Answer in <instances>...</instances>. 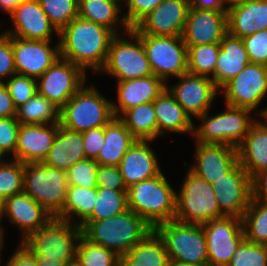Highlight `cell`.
<instances>
[{
	"label": "cell",
	"instance_id": "obj_1",
	"mask_svg": "<svg viewBox=\"0 0 267 266\" xmlns=\"http://www.w3.org/2000/svg\"><path fill=\"white\" fill-rule=\"evenodd\" d=\"M115 34L108 28L77 16L59 31L60 57L80 66L85 72L100 73Z\"/></svg>",
	"mask_w": 267,
	"mask_h": 266
},
{
	"label": "cell",
	"instance_id": "obj_2",
	"mask_svg": "<svg viewBox=\"0 0 267 266\" xmlns=\"http://www.w3.org/2000/svg\"><path fill=\"white\" fill-rule=\"evenodd\" d=\"M82 235L122 257L154 229L138 214L127 211L98 221H84Z\"/></svg>",
	"mask_w": 267,
	"mask_h": 266
},
{
	"label": "cell",
	"instance_id": "obj_3",
	"mask_svg": "<svg viewBox=\"0 0 267 266\" xmlns=\"http://www.w3.org/2000/svg\"><path fill=\"white\" fill-rule=\"evenodd\" d=\"M161 172L127 188L128 209L141 216L153 229L176 216V191Z\"/></svg>",
	"mask_w": 267,
	"mask_h": 266
},
{
	"label": "cell",
	"instance_id": "obj_4",
	"mask_svg": "<svg viewBox=\"0 0 267 266\" xmlns=\"http://www.w3.org/2000/svg\"><path fill=\"white\" fill-rule=\"evenodd\" d=\"M81 235L79 225L53 217L19 244L34 257L58 259L71 265L76 263V248Z\"/></svg>",
	"mask_w": 267,
	"mask_h": 266
},
{
	"label": "cell",
	"instance_id": "obj_5",
	"mask_svg": "<svg viewBox=\"0 0 267 266\" xmlns=\"http://www.w3.org/2000/svg\"><path fill=\"white\" fill-rule=\"evenodd\" d=\"M83 85L60 109V126L76 132L104 127L115 116L112 100L96 87Z\"/></svg>",
	"mask_w": 267,
	"mask_h": 266
},
{
	"label": "cell",
	"instance_id": "obj_6",
	"mask_svg": "<svg viewBox=\"0 0 267 266\" xmlns=\"http://www.w3.org/2000/svg\"><path fill=\"white\" fill-rule=\"evenodd\" d=\"M251 110L226 104V110L209 116V111L197 119L202 123L194 126L196 143L223 144L238 147L249 133L252 124L257 120L251 117Z\"/></svg>",
	"mask_w": 267,
	"mask_h": 266
},
{
	"label": "cell",
	"instance_id": "obj_7",
	"mask_svg": "<svg viewBox=\"0 0 267 266\" xmlns=\"http://www.w3.org/2000/svg\"><path fill=\"white\" fill-rule=\"evenodd\" d=\"M68 189L66 171L42 162L24 164L23 192L53 217L62 219Z\"/></svg>",
	"mask_w": 267,
	"mask_h": 266
},
{
	"label": "cell",
	"instance_id": "obj_8",
	"mask_svg": "<svg viewBox=\"0 0 267 266\" xmlns=\"http://www.w3.org/2000/svg\"><path fill=\"white\" fill-rule=\"evenodd\" d=\"M166 246L170 262L208 264L206 238L202 225L173 219L154 229Z\"/></svg>",
	"mask_w": 267,
	"mask_h": 266
},
{
	"label": "cell",
	"instance_id": "obj_9",
	"mask_svg": "<svg viewBox=\"0 0 267 266\" xmlns=\"http://www.w3.org/2000/svg\"><path fill=\"white\" fill-rule=\"evenodd\" d=\"M178 194L176 193L175 219L184 223L202 225L224 217L218 206L213 186L187 171Z\"/></svg>",
	"mask_w": 267,
	"mask_h": 266
},
{
	"label": "cell",
	"instance_id": "obj_10",
	"mask_svg": "<svg viewBox=\"0 0 267 266\" xmlns=\"http://www.w3.org/2000/svg\"><path fill=\"white\" fill-rule=\"evenodd\" d=\"M124 34L133 40L122 38L119 34L115 35L100 72L112 75L117 78V82L153 75L141 38L132 29Z\"/></svg>",
	"mask_w": 267,
	"mask_h": 266
},
{
	"label": "cell",
	"instance_id": "obj_11",
	"mask_svg": "<svg viewBox=\"0 0 267 266\" xmlns=\"http://www.w3.org/2000/svg\"><path fill=\"white\" fill-rule=\"evenodd\" d=\"M143 43L153 75L168 82V77L188 72L187 45L182 36L138 35Z\"/></svg>",
	"mask_w": 267,
	"mask_h": 266
},
{
	"label": "cell",
	"instance_id": "obj_12",
	"mask_svg": "<svg viewBox=\"0 0 267 266\" xmlns=\"http://www.w3.org/2000/svg\"><path fill=\"white\" fill-rule=\"evenodd\" d=\"M36 81L37 93L61 109L86 84L87 73L59 57Z\"/></svg>",
	"mask_w": 267,
	"mask_h": 266
},
{
	"label": "cell",
	"instance_id": "obj_13",
	"mask_svg": "<svg viewBox=\"0 0 267 266\" xmlns=\"http://www.w3.org/2000/svg\"><path fill=\"white\" fill-rule=\"evenodd\" d=\"M209 266H226L237 247L245 239L242 219L224 216L202 224Z\"/></svg>",
	"mask_w": 267,
	"mask_h": 266
},
{
	"label": "cell",
	"instance_id": "obj_14",
	"mask_svg": "<svg viewBox=\"0 0 267 266\" xmlns=\"http://www.w3.org/2000/svg\"><path fill=\"white\" fill-rule=\"evenodd\" d=\"M221 89L227 105L254 111L267 95V67L250 63Z\"/></svg>",
	"mask_w": 267,
	"mask_h": 266
},
{
	"label": "cell",
	"instance_id": "obj_15",
	"mask_svg": "<svg viewBox=\"0 0 267 266\" xmlns=\"http://www.w3.org/2000/svg\"><path fill=\"white\" fill-rule=\"evenodd\" d=\"M178 79L176 85L166 89L191 119L210 111L219 90L212 78L186 72Z\"/></svg>",
	"mask_w": 267,
	"mask_h": 266
},
{
	"label": "cell",
	"instance_id": "obj_16",
	"mask_svg": "<svg viewBox=\"0 0 267 266\" xmlns=\"http://www.w3.org/2000/svg\"><path fill=\"white\" fill-rule=\"evenodd\" d=\"M212 186L220 211L242 218L252 199V178L240 163Z\"/></svg>",
	"mask_w": 267,
	"mask_h": 266
},
{
	"label": "cell",
	"instance_id": "obj_17",
	"mask_svg": "<svg viewBox=\"0 0 267 266\" xmlns=\"http://www.w3.org/2000/svg\"><path fill=\"white\" fill-rule=\"evenodd\" d=\"M190 0H164L132 30L137 35L182 36Z\"/></svg>",
	"mask_w": 267,
	"mask_h": 266
},
{
	"label": "cell",
	"instance_id": "obj_18",
	"mask_svg": "<svg viewBox=\"0 0 267 266\" xmlns=\"http://www.w3.org/2000/svg\"><path fill=\"white\" fill-rule=\"evenodd\" d=\"M39 41L12 36V48L18 75L39 78L59 57V42Z\"/></svg>",
	"mask_w": 267,
	"mask_h": 266
},
{
	"label": "cell",
	"instance_id": "obj_19",
	"mask_svg": "<svg viewBox=\"0 0 267 266\" xmlns=\"http://www.w3.org/2000/svg\"><path fill=\"white\" fill-rule=\"evenodd\" d=\"M9 16L13 27L2 31L6 35L39 41H51L53 32L59 36V31L50 22L38 0L23 1Z\"/></svg>",
	"mask_w": 267,
	"mask_h": 266
},
{
	"label": "cell",
	"instance_id": "obj_20",
	"mask_svg": "<svg viewBox=\"0 0 267 266\" xmlns=\"http://www.w3.org/2000/svg\"><path fill=\"white\" fill-rule=\"evenodd\" d=\"M195 143V164L189 170L210 184L230 172L238 163L237 147L223 144Z\"/></svg>",
	"mask_w": 267,
	"mask_h": 266
},
{
	"label": "cell",
	"instance_id": "obj_21",
	"mask_svg": "<svg viewBox=\"0 0 267 266\" xmlns=\"http://www.w3.org/2000/svg\"><path fill=\"white\" fill-rule=\"evenodd\" d=\"M227 33V11L189 8L182 39L187 46L220 43Z\"/></svg>",
	"mask_w": 267,
	"mask_h": 266
},
{
	"label": "cell",
	"instance_id": "obj_22",
	"mask_svg": "<svg viewBox=\"0 0 267 266\" xmlns=\"http://www.w3.org/2000/svg\"><path fill=\"white\" fill-rule=\"evenodd\" d=\"M59 127L60 123L21 124L15 160L24 164L43 162L54 143Z\"/></svg>",
	"mask_w": 267,
	"mask_h": 266
},
{
	"label": "cell",
	"instance_id": "obj_23",
	"mask_svg": "<svg viewBox=\"0 0 267 266\" xmlns=\"http://www.w3.org/2000/svg\"><path fill=\"white\" fill-rule=\"evenodd\" d=\"M4 215H7L9 221L23 233L21 241L44 227L53 218L37 201L24 192L10 196L1 203V218Z\"/></svg>",
	"mask_w": 267,
	"mask_h": 266
},
{
	"label": "cell",
	"instance_id": "obj_24",
	"mask_svg": "<svg viewBox=\"0 0 267 266\" xmlns=\"http://www.w3.org/2000/svg\"><path fill=\"white\" fill-rule=\"evenodd\" d=\"M150 142L152 140H137L118 165L126 188L162 172Z\"/></svg>",
	"mask_w": 267,
	"mask_h": 266
},
{
	"label": "cell",
	"instance_id": "obj_25",
	"mask_svg": "<svg viewBox=\"0 0 267 266\" xmlns=\"http://www.w3.org/2000/svg\"><path fill=\"white\" fill-rule=\"evenodd\" d=\"M167 86V83L155 75L118 81V104L112 102L114 116L119 118L127 109L153 102Z\"/></svg>",
	"mask_w": 267,
	"mask_h": 266
},
{
	"label": "cell",
	"instance_id": "obj_26",
	"mask_svg": "<svg viewBox=\"0 0 267 266\" xmlns=\"http://www.w3.org/2000/svg\"><path fill=\"white\" fill-rule=\"evenodd\" d=\"M250 63L243 40L227 32L220 42V52L216 61V87L221 89Z\"/></svg>",
	"mask_w": 267,
	"mask_h": 266
},
{
	"label": "cell",
	"instance_id": "obj_27",
	"mask_svg": "<svg viewBox=\"0 0 267 266\" xmlns=\"http://www.w3.org/2000/svg\"><path fill=\"white\" fill-rule=\"evenodd\" d=\"M267 29V0H249L227 10V32L244 38Z\"/></svg>",
	"mask_w": 267,
	"mask_h": 266
},
{
	"label": "cell",
	"instance_id": "obj_28",
	"mask_svg": "<svg viewBox=\"0 0 267 266\" xmlns=\"http://www.w3.org/2000/svg\"><path fill=\"white\" fill-rule=\"evenodd\" d=\"M237 150L239 163L251 178L267 169V123L257 119Z\"/></svg>",
	"mask_w": 267,
	"mask_h": 266
},
{
	"label": "cell",
	"instance_id": "obj_29",
	"mask_svg": "<svg viewBox=\"0 0 267 266\" xmlns=\"http://www.w3.org/2000/svg\"><path fill=\"white\" fill-rule=\"evenodd\" d=\"M85 158L82 133L60 126L54 143L42 163L52 168L67 171L76 162Z\"/></svg>",
	"mask_w": 267,
	"mask_h": 266
},
{
	"label": "cell",
	"instance_id": "obj_30",
	"mask_svg": "<svg viewBox=\"0 0 267 266\" xmlns=\"http://www.w3.org/2000/svg\"><path fill=\"white\" fill-rule=\"evenodd\" d=\"M154 109L158 125V136L166 131L175 133H194L193 119L184 111L181 105L165 89L155 100ZM166 130V131H165Z\"/></svg>",
	"mask_w": 267,
	"mask_h": 266
},
{
	"label": "cell",
	"instance_id": "obj_31",
	"mask_svg": "<svg viewBox=\"0 0 267 266\" xmlns=\"http://www.w3.org/2000/svg\"><path fill=\"white\" fill-rule=\"evenodd\" d=\"M104 140V146L95 160L99 165L117 167L130 147L137 141L118 117H114L104 126Z\"/></svg>",
	"mask_w": 267,
	"mask_h": 266
},
{
	"label": "cell",
	"instance_id": "obj_32",
	"mask_svg": "<svg viewBox=\"0 0 267 266\" xmlns=\"http://www.w3.org/2000/svg\"><path fill=\"white\" fill-rule=\"evenodd\" d=\"M121 5V0H79L78 16L110 29L115 35H118L117 26L122 25L126 33L130 27L123 16L122 19L118 16Z\"/></svg>",
	"mask_w": 267,
	"mask_h": 266
},
{
	"label": "cell",
	"instance_id": "obj_33",
	"mask_svg": "<svg viewBox=\"0 0 267 266\" xmlns=\"http://www.w3.org/2000/svg\"><path fill=\"white\" fill-rule=\"evenodd\" d=\"M166 246L155 230L121 257L122 266H167Z\"/></svg>",
	"mask_w": 267,
	"mask_h": 266
},
{
	"label": "cell",
	"instance_id": "obj_34",
	"mask_svg": "<svg viewBox=\"0 0 267 266\" xmlns=\"http://www.w3.org/2000/svg\"><path fill=\"white\" fill-rule=\"evenodd\" d=\"M119 119L137 140L153 141L158 138L154 101L127 109Z\"/></svg>",
	"mask_w": 267,
	"mask_h": 266
},
{
	"label": "cell",
	"instance_id": "obj_35",
	"mask_svg": "<svg viewBox=\"0 0 267 266\" xmlns=\"http://www.w3.org/2000/svg\"><path fill=\"white\" fill-rule=\"evenodd\" d=\"M95 200L96 188L68 185L62 219L80 226L92 214ZM74 217L79 220L74 222Z\"/></svg>",
	"mask_w": 267,
	"mask_h": 266
},
{
	"label": "cell",
	"instance_id": "obj_36",
	"mask_svg": "<svg viewBox=\"0 0 267 266\" xmlns=\"http://www.w3.org/2000/svg\"><path fill=\"white\" fill-rule=\"evenodd\" d=\"M16 119L20 124L60 123V109L36 93L29 101L16 108Z\"/></svg>",
	"mask_w": 267,
	"mask_h": 266
},
{
	"label": "cell",
	"instance_id": "obj_37",
	"mask_svg": "<svg viewBox=\"0 0 267 266\" xmlns=\"http://www.w3.org/2000/svg\"><path fill=\"white\" fill-rule=\"evenodd\" d=\"M241 219L245 239L267 246V203L252 198Z\"/></svg>",
	"mask_w": 267,
	"mask_h": 266
},
{
	"label": "cell",
	"instance_id": "obj_38",
	"mask_svg": "<svg viewBox=\"0 0 267 266\" xmlns=\"http://www.w3.org/2000/svg\"><path fill=\"white\" fill-rule=\"evenodd\" d=\"M92 214L85 221H98L128 210L127 190L96 188V200Z\"/></svg>",
	"mask_w": 267,
	"mask_h": 266
},
{
	"label": "cell",
	"instance_id": "obj_39",
	"mask_svg": "<svg viewBox=\"0 0 267 266\" xmlns=\"http://www.w3.org/2000/svg\"><path fill=\"white\" fill-rule=\"evenodd\" d=\"M219 52L220 43L187 46L188 72L211 77L215 84V68Z\"/></svg>",
	"mask_w": 267,
	"mask_h": 266
},
{
	"label": "cell",
	"instance_id": "obj_40",
	"mask_svg": "<svg viewBox=\"0 0 267 266\" xmlns=\"http://www.w3.org/2000/svg\"><path fill=\"white\" fill-rule=\"evenodd\" d=\"M76 264L78 266H119L121 257L81 235L76 248Z\"/></svg>",
	"mask_w": 267,
	"mask_h": 266
},
{
	"label": "cell",
	"instance_id": "obj_41",
	"mask_svg": "<svg viewBox=\"0 0 267 266\" xmlns=\"http://www.w3.org/2000/svg\"><path fill=\"white\" fill-rule=\"evenodd\" d=\"M24 163L18 160L0 164V201L23 192Z\"/></svg>",
	"mask_w": 267,
	"mask_h": 266
},
{
	"label": "cell",
	"instance_id": "obj_42",
	"mask_svg": "<svg viewBox=\"0 0 267 266\" xmlns=\"http://www.w3.org/2000/svg\"><path fill=\"white\" fill-rule=\"evenodd\" d=\"M38 2L58 31L78 16L79 0H38Z\"/></svg>",
	"mask_w": 267,
	"mask_h": 266
},
{
	"label": "cell",
	"instance_id": "obj_43",
	"mask_svg": "<svg viewBox=\"0 0 267 266\" xmlns=\"http://www.w3.org/2000/svg\"><path fill=\"white\" fill-rule=\"evenodd\" d=\"M226 266H267V246L244 239Z\"/></svg>",
	"mask_w": 267,
	"mask_h": 266
},
{
	"label": "cell",
	"instance_id": "obj_44",
	"mask_svg": "<svg viewBox=\"0 0 267 266\" xmlns=\"http://www.w3.org/2000/svg\"><path fill=\"white\" fill-rule=\"evenodd\" d=\"M98 165L96 160L89 158L76 162L66 171L68 185L97 188L96 173Z\"/></svg>",
	"mask_w": 267,
	"mask_h": 266
},
{
	"label": "cell",
	"instance_id": "obj_45",
	"mask_svg": "<svg viewBox=\"0 0 267 266\" xmlns=\"http://www.w3.org/2000/svg\"><path fill=\"white\" fill-rule=\"evenodd\" d=\"M36 79L23 75H12L4 82L13 100L14 106L25 104L37 93Z\"/></svg>",
	"mask_w": 267,
	"mask_h": 266
},
{
	"label": "cell",
	"instance_id": "obj_46",
	"mask_svg": "<svg viewBox=\"0 0 267 266\" xmlns=\"http://www.w3.org/2000/svg\"><path fill=\"white\" fill-rule=\"evenodd\" d=\"M251 63L267 67V29L242 38Z\"/></svg>",
	"mask_w": 267,
	"mask_h": 266
},
{
	"label": "cell",
	"instance_id": "obj_47",
	"mask_svg": "<svg viewBox=\"0 0 267 266\" xmlns=\"http://www.w3.org/2000/svg\"><path fill=\"white\" fill-rule=\"evenodd\" d=\"M20 125L16 117L0 118V150L4 155L13 153L14 160Z\"/></svg>",
	"mask_w": 267,
	"mask_h": 266
},
{
	"label": "cell",
	"instance_id": "obj_48",
	"mask_svg": "<svg viewBox=\"0 0 267 266\" xmlns=\"http://www.w3.org/2000/svg\"><path fill=\"white\" fill-rule=\"evenodd\" d=\"M124 1V0H123ZM164 0H125L127 13L125 18L130 29L134 28L145 16Z\"/></svg>",
	"mask_w": 267,
	"mask_h": 266
},
{
	"label": "cell",
	"instance_id": "obj_49",
	"mask_svg": "<svg viewBox=\"0 0 267 266\" xmlns=\"http://www.w3.org/2000/svg\"><path fill=\"white\" fill-rule=\"evenodd\" d=\"M15 61L12 48V36L0 33V81L15 75Z\"/></svg>",
	"mask_w": 267,
	"mask_h": 266
},
{
	"label": "cell",
	"instance_id": "obj_50",
	"mask_svg": "<svg viewBox=\"0 0 267 266\" xmlns=\"http://www.w3.org/2000/svg\"><path fill=\"white\" fill-rule=\"evenodd\" d=\"M97 187L111 190H127L117 166L98 165L96 173Z\"/></svg>",
	"mask_w": 267,
	"mask_h": 266
},
{
	"label": "cell",
	"instance_id": "obj_51",
	"mask_svg": "<svg viewBox=\"0 0 267 266\" xmlns=\"http://www.w3.org/2000/svg\"><path fill=\"white\" fill-rule=\"evenodd\" d=\"M82 139L86 158L95 160L104 146V127L82 132Z\"/></svg>",
	"mask_w": 267,
	"mask_h": 266
},
{
	"label": "cell",
	"instance_id": "obj_52",
	"mask_svg": "<svg viewBox=\"0 0 267 266\" xmlns=\"http://www.w3.org/2000/svg\"><path fill=\"white\" fill-rule=\"evenodd\" d=\"M252 198L267 203V169L252 178Z\"/></svg>",
	"mask_w": 267,
	"mask_h": 266
},
{
	"label": "cell",
	"instance_id": "obj_53",
	"mask_svg": "<svg viewBox=\"0 0 267 266\" xmlns=\"http://www.w3.org/2000/svg\"><path fill=\"white\" fill-rule=\"evenodd\" d=\"M8 117H16V107L4 81H0V118Z\"/></svg>",
	"mask_w": 267,
	"mask_h": 266
},
{
	"label": "cell",
	"instance_id": "obj_54",
	"mask_svg": "<svg viewBox=\"0 0 267 266\" xmlns=\"http://www.w3.org/2000/svg\"><path fill=\"white\" fill-rule=\"evenodd\" d=\"M5 266H35V257L19 244Z\"/></svg>",
	"mask_w": 267,
	"mask_h": 266
},
{
	"label": "cell",
	"instance_id": "obj_55",
	"mask_svg": "<svg viewBox=\"0 0 267 266\" xmlns=\"http://www.w3.org/2000/svg\"><path fill=\"white\" fill-rule=\"evenodd\" d=\"M190 7L200 10L227 11L223 0H190Z\"/></svg>",
	"mask_w": 267,
	"mask_h": 266
},
{
	"label": "cell",
	"instance_id": "obj_56",
	"mask_svg": "<svg viewBox=\"0 0 267 266\" xmlns=\"http://www.w3.org/2000/svg\"><path fill=\"white\" fill-rule=\"evenodd\" d=\"M25 0H0V10L5 11L9 15L13 10Z\"/></svg>",
	"mask_w": 267,
	"mask_h": 266
},
{
	"label": "cell",
	"instance_id": "obj_57",
	"mask_svg": "<svg viewBox=\"0 0 267 266\" xmlns=\"http://www.w3.org/2000/svg\"><path fill=\"white\" fill-rule=\"evenodd\" d=\"M35 266H67V264L58 259H42L41 257H35Z\"/></svg>",
	"mask_w": 267,
	"mask_h": 266
},
{
	"label": "cell",
	"instance_id": "obj_58",
	"mask_svg": "<svg viewBox=\"0 0 267 266\" xmlns=\"http://www.w3.org/2000/svg\"><path fill=\"white\" fill-rule=\"evenodd\" d=\"M248 1L249 0H223L224 6L226 5L225 6L226 10L232 9V8L239 6V5H243V4L247 3Z\"/></svg>",
	"mask_w": 267,
	"mask_h": 266
},
{
	"label": "cell",
	"instance_id": "obj_59",
	"mask_svg": "<svg viewBox=\"0 0 267 266\" xmlns=\"http://www.w3.org/2000/svg\"><path fill=\"white\" fill-rule=\"evenodd\" d=\"M167 266H209L208 264H198V265H189V264H182L177 262H170Z\"/></svg>",
	"mask_w": 267,
	"mask_h": 266
},
{
	"label": "cell",
	"instance_id": "obj_60",
	"mask_svg": "<svg viewBox=\"0 0 267 266\" xmlns=\"http://www.w3.org/2000/svg\"><path fill=\"white\" fill-rule=\"evenodd\" d=\"M4 228L3 227H0V256H2L1 255V251H2V249H3V245H4V230H3Z\"/></svg>",
	"mask_w": 267,
	"mask_h": 266
},
{
	"label": "cell",
	"instance_id": "obj_61",
	"mask_svg": "<svg viewBox=\"0 0 267 266\" xmlns=\"http://www.w3.org/2000/svg\"><path fill=\"white\" fill-rule=\"evenodd\" d=\"M257 115H259L261 117V119L263 118V120L267 123V107L266 108H263L261 109Z\"/></svg>",
	"mask_w": 267,
	"mask_h": 266
},
{
	"label": "cell",
	"instance_id": "obj_62",
	"mask_svg": "<svg viewBox=\"0 0 267 266\" xmlns=\"http://www.w3.org/2000/svg\"><path fill=\"white\" fill-rule=\"evenodd\" d=\"M5 155L3 154V152L0 150V164L1 163H3V162H5V160L3 161V157H4Z\"/></svg>",
	"mask_w": 267,
	"mask_h": 266
},
{
	"label": "cell",
	"instance_id": "obj_63",
	"mask_svg": "<svg viewBox=\"0 0 267 266\" xmlns=\"http://www.w3.org/2000/svg\"><path fill=\"white\" fill-rule=\"evenodd\" d=\"M0 227H2L1 225V201H0Z\"/></svg>",
	"mask_w": 267,
	"mask_h": 266
},
{
	"label": "cell",
	"instance_id": "obj_64",
	"mask_svg": "<svg viewBox=\"0 0 267 266\" xmlns=\"http://www.w3.org/2000/svg\"><path fill=\"white\" fill-rule=\"evenodd\" d=\"M67 266H78V265L76 263H74V264L67 265Z\"/></svg>",
	"mask_w": 267,
	"mask_h": 266
}]
</instances>
